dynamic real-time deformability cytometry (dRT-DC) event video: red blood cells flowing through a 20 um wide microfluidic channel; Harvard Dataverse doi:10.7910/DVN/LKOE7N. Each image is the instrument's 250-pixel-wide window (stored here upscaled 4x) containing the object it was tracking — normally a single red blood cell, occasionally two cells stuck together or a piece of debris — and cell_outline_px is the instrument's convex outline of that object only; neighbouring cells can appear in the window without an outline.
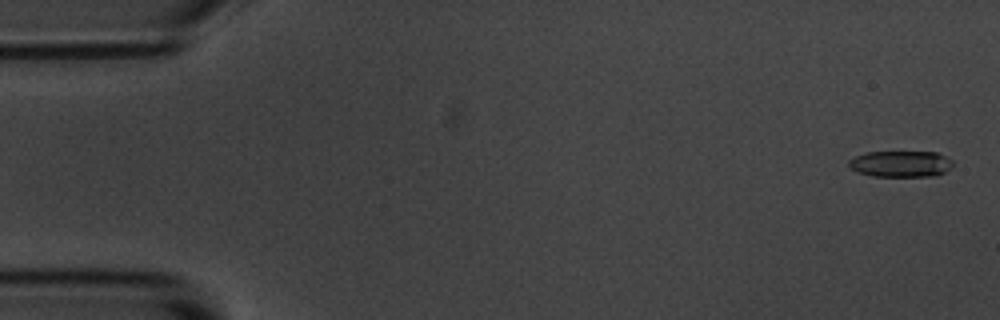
{"species": "common noctule bat (a hibernating species)", "species_latin": "Nyctalus noctula", "temperature_condition": "room temperature", "stored_images_in_passage": 56, "camera_frame_rate_fps": 3000, "um_per_image_px": 0.085, "animal": {"sex": "male", "body_mass_g": 20.1, "forearm_length_mm": 53.5}, "frame": {"image": 1, "passage_image": 2, "time_ms": 0.333, "image_size_px": [1000, 320], "cell_outline_px": [[952, 168], [936, 176], [872, 176], [856, 172], [848, 164], [848, 160], [856, 156], [868, 152], [936, 152], [952, 160]], "centroid_in_image_um": [76.56, 13.93], "position_along_channel_um": 8.4, "area_um2": 15.9}}
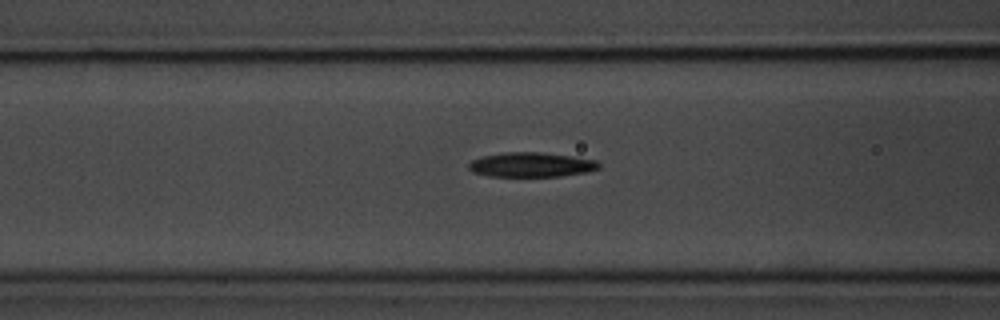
{"frame": {"image": 2, "passage_image": 22, "time_ms": 7.0, "image_size_px": [1000, 320], "cell_outline_px": [[600, 168], [584, 172], [560, 176], [488, 176], [472, 172], [468, 168], [468, 164], [472, 160], [484, 156], [504, 152], [540, 152], [572, 156], [596, 160], [600, 164]], "centroid_in_image_um": [45.14, 14.0], "position_along_channel_um": 121.5, "area_um2": 18.55}}
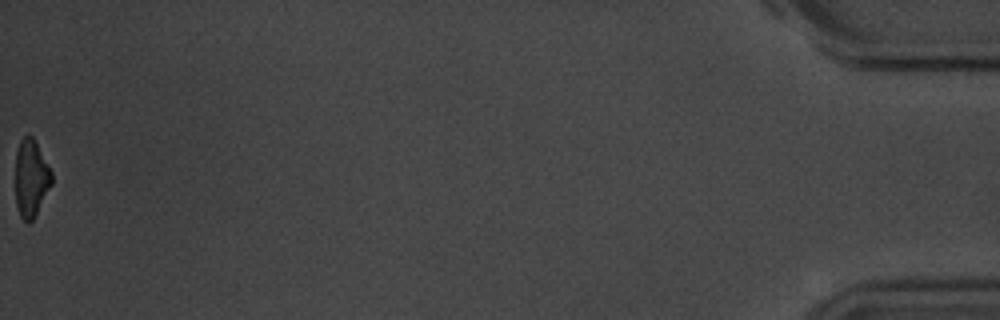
{"frame": {"image": 3, "passage_image": 56, "time_ms": 18.333, "image_size_px": [1000, 320], "cell_outline_px": [[52, 184], [32, 220], [28, 224], [20, 216], [16, 208], [16, 152], [20, 140], [28, 132], [32, 136], [52, 172]], "centroid_in_image_um": [2.63, 15.14], "position_along_channel_um": 432.6, "area_um2": 16.24}, "authors_computed_cell_mechanics": {"area_um2": 18.0047, "velocity_mm_per_s": 3.6402, "shape_relaxation_time_tau1_ms": 2.8033, "shape_relaxation_time_tau2_ms": 8.9683, "deformation_change_tau1": 0.115, "deformation_change_tau2": 0.1996}}